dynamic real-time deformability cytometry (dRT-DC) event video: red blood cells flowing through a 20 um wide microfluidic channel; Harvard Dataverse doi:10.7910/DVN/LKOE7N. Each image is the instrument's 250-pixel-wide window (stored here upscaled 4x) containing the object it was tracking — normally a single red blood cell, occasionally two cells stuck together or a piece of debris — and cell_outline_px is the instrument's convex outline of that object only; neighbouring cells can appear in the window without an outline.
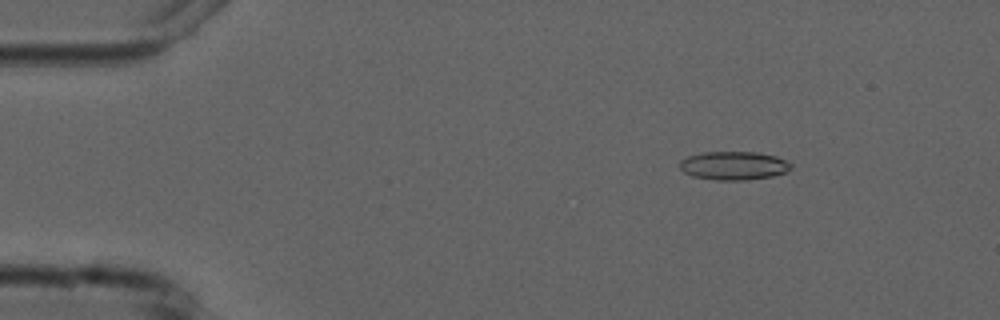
{"species": "common noctule bat (a hibernating species)", "species_latin": "Nyctalus noctula", "temperature_condition": "cold", "stored_images_in_passage": 7, "camera_frame_rate_fps": 3000, "um_per_image_px": 0.085, "animal": {"sex": "male", "forearm_length_mm": 52.5}, "frame": {"image": 1, "passage_image": 2, "time_ms": 1.333, "image_size_px": [1000, 320], "cell_outline_px": [[792, 168], [788, 172], [772, 176], [744, 180], [716, 180], [692, 176], [684, 172], [680, 168], [680, 160], [688, 156], [704, 152], [756, 152], [776, 156], [788, 160], [792, 164]], "centroid_in_image_um": [62.4, 14.08], "position_along_channel_um": 22.6, "area_um2": 18.61}}
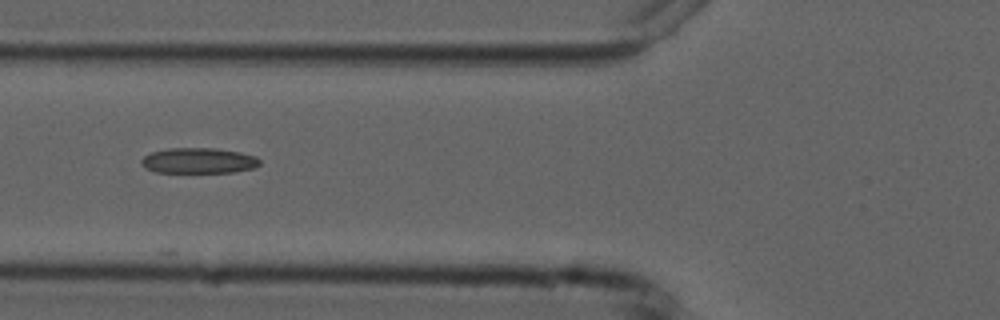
{"frame": {"image": 2, "passage_image": 5, "time_ms": 5.667, "image_size_px": [1000, 320], "cell_outline_px": [[260, 164], [252, 168], [232, 172], [156, 172], [140, 164], [140, 160], [144, 156], [152, 152], [168, 148], [216, 148], [240, 152], [256, 156], [260, 160]], "centroid_in_image_um": [16.88, 13.64], "position_along_channel_um": 108.9, "area_um2": 17.51}}
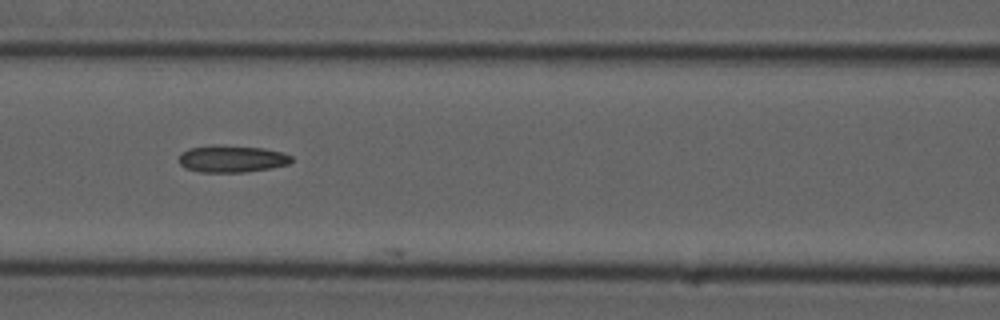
{"frame": {"image": 3, "passage_image": 6, "time_ms": 6.667, "image_size_px": [1000, 320], "cell_outline_px": [[292, 160], [288, 164], [272, 168], [244, 172], [200, 172], [184, 168], [180, 164], [180, 152], [188, 148], [264, 148], [284, 152], [292, 156]], "centroid_in_image_um": [19.75, 13.55], "position_along_channel_um": 146.8, "area_um2": 16.88}}